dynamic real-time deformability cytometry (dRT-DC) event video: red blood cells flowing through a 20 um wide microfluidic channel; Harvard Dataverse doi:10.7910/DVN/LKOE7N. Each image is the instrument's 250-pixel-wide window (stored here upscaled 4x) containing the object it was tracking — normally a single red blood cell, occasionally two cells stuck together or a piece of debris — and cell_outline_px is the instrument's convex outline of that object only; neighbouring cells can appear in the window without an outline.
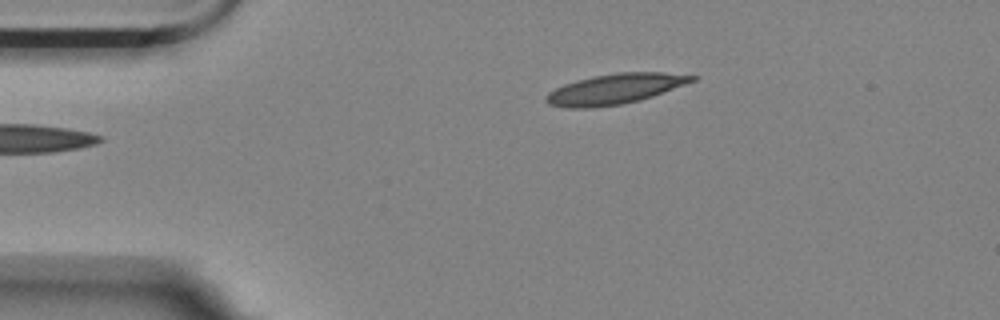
{"species": "Egyptian fruit bat (a non-hibernating species)", "species_latin": "Rousettus aegyptiacus", "temperature_condition": "room temperature", "stored_images_in_passage": 3, "camera_frame_rate_fps": 3000, "um_per_image_px": 0.085, "animal": {"sex": "female"}, "frame": {"image": 1, "passage_image": 3, "time_ms": 2.333, "image_size_px": [1000, 320], "cell_outline_px": [[700, 76], [696, 80], [652, 96], [640, 100], [620, 104], [592, 108], [568, 108], [548, 104], [544, 100], [544, 96], [548, 92], [564, 84], [576, 80], [592, 76], [616, 72], [664, 72]], "centroid_in_image_um": [52.25, 7.55], "position_along_channel_um": 32.8, "area_um2": 25.84}}